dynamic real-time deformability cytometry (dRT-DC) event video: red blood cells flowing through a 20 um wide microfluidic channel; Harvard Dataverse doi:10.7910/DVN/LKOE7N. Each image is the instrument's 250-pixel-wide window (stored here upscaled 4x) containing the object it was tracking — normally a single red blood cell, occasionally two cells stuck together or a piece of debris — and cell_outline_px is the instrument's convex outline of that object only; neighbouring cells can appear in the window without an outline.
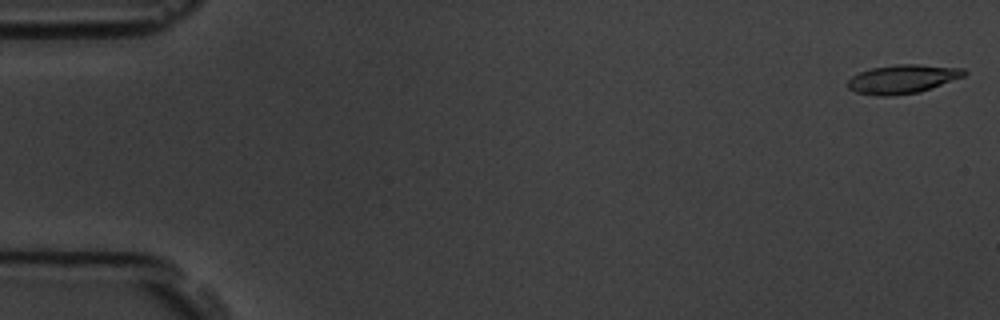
{"species": "common noctule bat (a hibernating species)", "species_latin": "Nyctalus noctula", "temperature_condition": "room temperature", "stored_images_in_passage": 5, "camera_frame_rate_fps": 3000, "um_per_image_px": 0.085, "animal": {"sex": "male", "body_mass_g": 19.5, "forearm_length_mm": 54.6}, "frame": {"image": 1, "passage_image": 1, "time_ms": 0.0, "image_size_px": [1000, 320], "cell_outline_px": [[968, 72], [964, 76], [932, 88], [920, 92], [888, 96], [876, 96], [856, 92], [848, 88], [848, 80], [852, 76], [860, 72], [872, 68], [896, 64], [916, 64], [964, 68]], "centroid_in_image_um": [76.73, 6.72], "position_along_channel_um": 8.3, "area_um2": 19.54}}
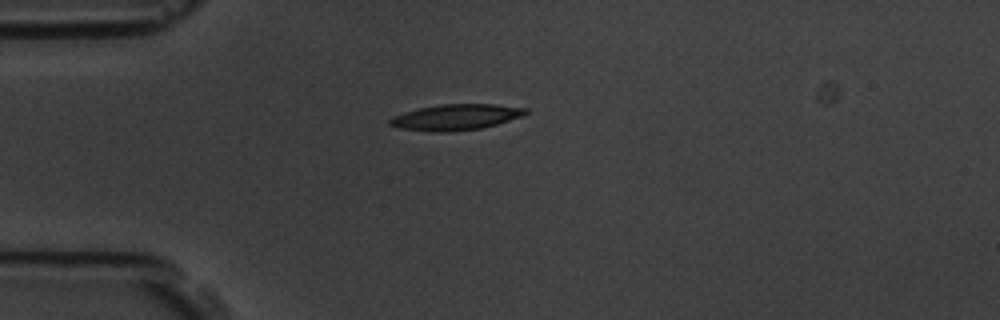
{"frame": {"image": 2, "passage_image": 4, "time_ms": 4.333, "image_size_px": [1000, 320], "cell_outline_px": [[528, 112], [520, 116], [496, 124], [480, 128], [448, 132], [432, 132], [400, 128], [388, 124], [388, 120], [392, 116], [404, 112], [420, 108], [444, 104], [492, 104], [528, 108]], "centroid_in_image_um": [38.7, 9.96], "position_along_channel_um": 46.3, "area_um2": 20.23}}